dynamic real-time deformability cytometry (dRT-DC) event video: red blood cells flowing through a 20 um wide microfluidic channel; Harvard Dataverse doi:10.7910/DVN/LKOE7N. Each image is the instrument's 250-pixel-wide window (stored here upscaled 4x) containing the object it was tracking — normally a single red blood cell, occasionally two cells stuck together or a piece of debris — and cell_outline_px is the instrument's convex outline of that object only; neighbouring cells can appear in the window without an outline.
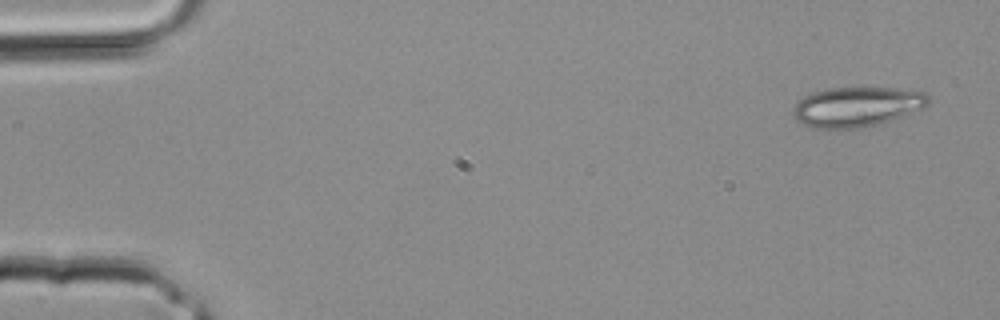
{"species": "common noctule bat (a hibernating species)", "species_latin": "Nyctalus noctula", "temperature_condition": "room temperature", "stored_images_in_passage": 3, "camera_frame_rate_fps": 3000, "um_per_image_px": 0.085, "animal": {"sex": "male", "body_mass_g": 20.4}, "frame": {"image": 1, "passage_image": 3, "time_ms": 0.667, "image_size_px": [1000, 320], "cell_outline_px": [[928, 104], [924, 108], [908, 116], [876, 124], [856, 128], [812, 128], [800, 124], [792, 116], [792, 112], [796, 104], [804, 96], [812, 92], [828, 88], [896, 88], [924, 92], [928, 96]], "centroid_in_image_um": [72.83, 9.08], "position_along_channel_um": 12.2, "area_um2": 31.62}}